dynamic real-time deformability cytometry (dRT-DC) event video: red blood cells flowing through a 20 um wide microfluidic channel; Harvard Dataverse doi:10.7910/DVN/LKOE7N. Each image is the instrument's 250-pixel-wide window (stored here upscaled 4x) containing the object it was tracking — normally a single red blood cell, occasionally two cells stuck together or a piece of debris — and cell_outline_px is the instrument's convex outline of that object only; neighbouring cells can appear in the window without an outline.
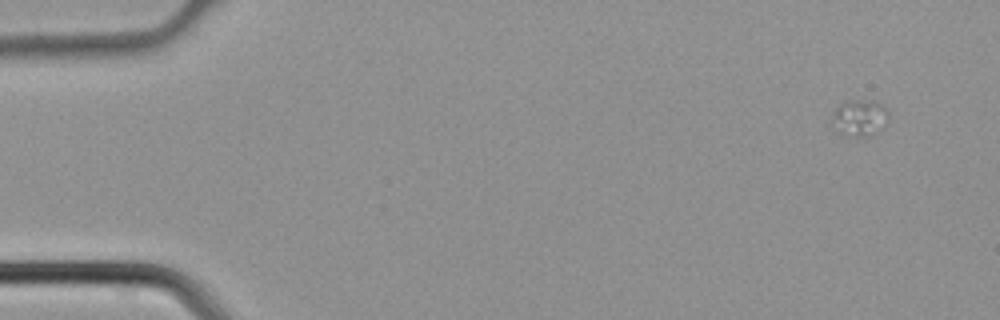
{"species": "common noctule bat (a hibernating species)", "species_latin": "Nyctalus noctula", "temperature_condition": "cold", "stored_images_in_passage": 2, "camera_frame_rate_fps": 3000, "um_per_image_px": 0.085, "animal": {"sex": "male", "body_mass_g": 21.5, "forearm_length_mm": 52.0}, "frame": {"image": 1, "passage_image": 1, "time_ms": 0.0, "image_size_px": [1000, 320], "cell_outline_px": [[888, 120], [880, 128], [864, 136], [844, 136], [836, 132], [832, 112], [840, 104], [848, 100], [876, 100], [888, 112]], "centroid_in_image_um": [73.03, 9.99], "position_along_channel_um": 12.0, "area_um2": 11.79}}